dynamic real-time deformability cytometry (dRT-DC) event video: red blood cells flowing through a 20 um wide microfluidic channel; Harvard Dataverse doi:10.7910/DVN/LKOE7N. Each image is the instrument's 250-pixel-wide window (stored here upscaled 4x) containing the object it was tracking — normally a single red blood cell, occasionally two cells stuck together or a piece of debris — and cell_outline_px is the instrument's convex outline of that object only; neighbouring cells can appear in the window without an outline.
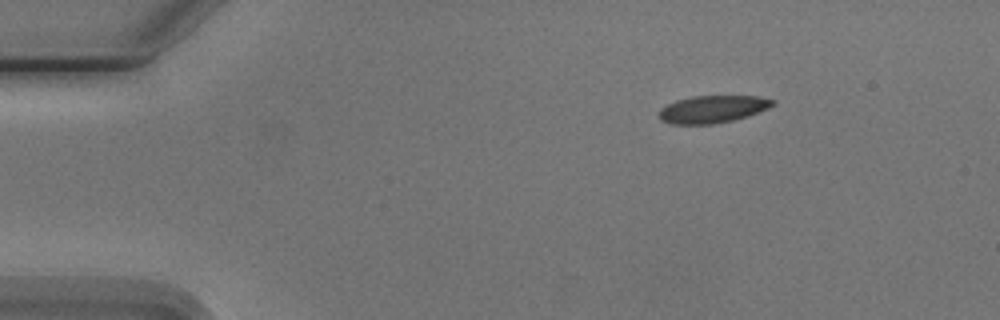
{"species": "Egyptian fruit bat (a non-hibernating species)", "species_latin": "Rousettus aegyptiacus", "temperature_condition": "cold", "stored_images_in_passage": 3, "camera_frame_rate_fps": 3000, "um_per_image_px": 0.085, "animal": {"sex": "male"}, "frame": {"image": 1, "passage_image": 1, "time_ms": 0.0, "image_size_px": [1000, 320], "cell_outline_px": [[776, 104], [768, 108], [732, 120], [712, 124], [668, 124], [660, 120], [660, 108], [676, 100], [692, 96], [756, 96], [776, 100]], "centroid_in_image_um": [60.54, 9.27], "position_along_channel_um": 24.5, "area_um2": 17.98}}